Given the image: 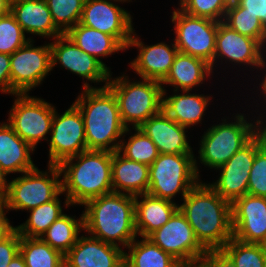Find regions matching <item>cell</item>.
<instances>
[{
    "label": "cell",
    "mask_w": 266,
    "mask_h": 267,
    "mask_svg": "<svg viewBox=\"0 0 266 267\" xmlns=\"http://www.w3.org/2000/svg\"><path fill=\"white\" fill-rule=\"evenodd\" d=\"M61 194L63 195V192L54 200L29 210V218L23 224L15 226L19 235L24 237H41L54 221L64 214L59 198Z\"/></svg>",
    "instance_id": "obj_32"
},
{
    "label": "cell",
    "mask_w": 266,
    "mask_h": 267,
    "mask_svg": "<svg viewBox=\"0 0 266 267\" xmlns=\"http://www.w3.org/2000/svg\"><path fill=\"white\" fill-rule=\"evenodd\" d=\"M234 122L212 125L204 132L198 150L199 162L210 169H217L225 164L239 149L256 135V120L247 121L244 114L237 113Z\"/></svg>",
    "instance_id": "obj_7"
},
{
    "label": "cell",
    "mask_w": 266,
    "mask_h": 267,
    "mask_svg": "<svg viewBox=\"0 0 266 267\" xmlns=\"http://www.w3.org/2000/svg\"><path fill=\"white\" fill-rule=\"evenodd\" d=\"M9 112L8 124L14 132L34 149L41 140L49 141L55 107L42 98L28 94H15Z\"/></svg>",
    "instance_id": "obj_10"
},
{
    "label": "cell",
    "mask_w": 266,
    "mask_h": 267,
    "mask_svg": "<svg viewBox=\"0 0 266 267\" xmlns=\"http://www.w3.org/2000/svg\"><path fill=\"white\" fill-rule=\"evenodd\" d=\"M241 0H225L227 6H232V5H236L239 4Z\"/></svg>",
    "instance_id": "obj_51"
},
{
    "label": "cell",
    "mask_w": 266,
    "mask_h": 267,
    "mask_svg": "<svg viewBox=\"0 0 266 267\" xmlns=\"http://www.w3.org/2000/svg\"><path fill=\"white\" fill-rule=\"evenodd\" d=\"M6 176L7 174L0 167V200H4L7 193L9 180H7Z\"/></svg>",
    "instance_id": "obj_46"
},
{
    "label": "cell",
    "mask_w": 266,
    "mask_h": 267,
    "mask_svg": "<svg viewBox=\"0 0 266 267\" xmlns=\"http://www.w3.org/2000/svg\"><path fill=\"white\" fill-rule=\"evenodd\" d=\"M34 40L10 55L11 95L27 94L52 71L50 43L34 47Z\"/></svg>",
    "instance_id": "obj_11"
},
{
    "label": "cell",
    "mask_w": 266,
    "mask_h": 267,
    "mask_svg": "<svg viewBox=\"0 0 266 267\" xmlns=\"http://www.w3.org/2000/svg\"><path fill=\"white\" fill-rule=\"evenodd\" d=\"M119 1H122L123 3L126 2V1L127 2H130L131 1L132 2V0H119Z\"/></svg>",
    "instance_id": "obj_53"
},
{
    "label": "cell",
    "mask_w": 266,
    "mask_h": 267,
    "mask_svg": "<svg viewBox=\"0 0 266 267\" xmlns=\"http://www.w3.org/2000/svg\"><path fill=\"white\" fill-rule=\"evenodd\" d=\"M262 146L261 139L256 134L225 164L216 169L220 171V176L215 182L208 183L209 186L231 204L246 195L255 154Z\"/></svg>",
    "instance_id": "obj_14"
},
{
    "label": "cell",
    "mask_w": 266,
    "mask_h": 267,
    "mask_svg": "<svg viewBox=\"0 0 266 267\" xmlns=\"http://www.w3.org/2000/svg\"><path fill=\"white\" fill-rule=\"evenodd\" d=\"M266 50L255 40L244 36L227 26L223 21L218 23V31L216 34L215 54L213 59L214 66L219 59L225 58V62L229 61L233 65H248L253 69L262 70L264 67ZM264 54V55H263ZM218 59V60H217Z\"/></svg>",
    "instance_id": "obj_17"
},
{
    "label": "cell",
    "mask_w": 266,
    "mask_h": 267,
    "mask_svg": "<svg viewBox=\"0 0 266 267\" xmlns=\"http://www.w3.org/2000/svg\"><path fill=\"white\" fill-rule=\"evenodd\" d=\"M50 43L52 70L57 64L91 83L103 82L107 87L111 72L96 58L83 52L66 34Z\"/></svg>",
    "instance_id": "obj_16"
},
{
    "label": "cell",
    "mask_w": 266,
    "mask_h": 267,
    "mask_svg": "<svg viewBox=\"0 0 266 267\" xmlns=\"http://www.w3.org/2000/svg\"><path fill=\"white\" fill-rule=\"evenodd\" d=\"M29 40L11 12L0 17V53L11 55Z\"/></svg>",
    "instance_id": "obj_37"
},
{
    "label": "cell",
    "mask_w": 266,
    "mask_h": 267,
    "mask_svg": "<svg viewBox=\"0 0 266 267\" xmlns=\"http://www.w3.org/2000/svg\"><path fill=\"white\" fill-rule=\"evenodd\" d=\"M263 249H264V253L266 255V240L261 244Z\"/></svg>",
    "instance_id": "obj_52"
},
{
    "label": "cell",
    "mask_w": 266,
    "mask_h": 267,
    "mask_svg": "<svg viewBox=\"0 0 266 267\" xmlns=\"http://www.w3.org/2000/svg\"><path fill=\"white\" fill-rule=\"evenodd\" d=\"M233 238L244 243L266 240V197L246 194L231 204Z\"/></svg>",
    "instance_id": "obj_18"
},
{
    "label": "cell",
    "mask_w": 266,
    "mask_h": 267,
    "mask_svg": "<svg viewBox=\"0 0 266 267\" xmlns=\"http://www.w3.org/2000/svg\"><path fill=\"white\" fill-rule=\"evenodd\" d=\"M19 252L26 267H65L64 255L40 237L20 236Z\"/></svg>",
    "instance_id": "obj_31"
},
{
    "label": "cell",
    "mask_w": 266,
    "mask_h": 267,
    "mask_svg": "<svg viewBox=\"0 0 266 267\" xmlns=\"http://www.w3.org/2000/svg\"><path fill=\"white\" fill-rule=\"evenodd\" d=\"M10 12V1L0 0V17Z\"/></svg>",
    "instance_id": "obj_49"
},
{
    "label": "cell",
    "mask_w": 266,
    "mask_h": 267,
    "mask_svg": "<svg viewBox=\"0 0 266 267\" xmlns=\"http://www.w3.org/2000/svg\"><path fill=\"white\" fill-rule=\"evenodd\" d=\"M0 90L11 94L10 55L0 53Z\"/></svg>",
    "instance_id": "obj_43"
},
{
    "label": "cell",
    "mask_w": 266,
    "mask_h": 267,
    "mask_svg": "<svg viewBox=\"0 0 266 267\" xmlns=\"http://www.w3.org/2000/svg\"><path fill=\"white\" fill-rule=\"evenodd\" d=\"M239 5L244 11L257 16L266 29V0H241Z\"/></svg>",
    "instance_id": "obj_42"
},
{
    "label": "cell",
    "mask_w": 266,
    "mask_h": 267,
    "mask_svg": "<svg viewBox=\"0 0 266 267\" xmlns=\"http://www.w3.org/2000/svg\"><path fill=\"white\" fill-rule=\"evenodd\" d=\"M265 113L266 112L260 113V116L257 117L258 119L256 120V134L260 137L262 145L266 147V115H263Z\"/></svg>",
    "instance_id": "obj_45"
},
{
    "label": "cell",
    "mask_w": 266,
    "mask_h": 267,
    "mask_svg": "<svg viewBox=\"0 0 266 267\" xmlns=\"http://www.w3.org/2000/svg\"><path fill=\"white\" fill-rule=\"evenodd\" d=\"M130 82L122 74L112 79L107 87L115 95L121 121L126 128H139L145 121L162 110L163 88L161 82L149 79Z\"/></svg>",
    "instance_id": "obj_5"
},
{
    "label": "cell",
    "mask_w": 266,
    "mask_h": 267,
    "mask_svg": "<svg viewBox=\"0 0 266 267\" xmlns=\"http://www.w3.org/2000/svg\"><path fill=\"white\" fill-rule=\"evenodd\" d=\"M179 267H209L202 259L188 262V263H182L179 265Z\"/></svg>",
    "instance_id": "obj_50"
},
{
    "label": "cell",
    "mask_w": 266,
    "mask_h": 267,
    "mask_svg": "<svg viewBox=\"0 0 266 267\" xmlns=\"http://www.w3.org/2000/svg\"><path fill=\"white\" fill-rule=\"evenodd\" d=\"M247 193L266 197V147L262 146L255 154L250 170Z\"/></svg>",
    "instance_id": "obj_39"
},
{
    "label": "cell",
    "mask_w": 266,
    "mask_h": 267,
    "mask_svg": "<svg viewBox=\"0 0 266 267\" xmlns=\"http://www.w3.org/2000/svg\"><path fill=\"white\" fill-rule=\"evenodd\" d=\"M133 129L135 133L127 142L121 140L118 152L129 160L150 166L160 154L158 148L139 128Z\"/></svg>",
    "instance_id": "obj_34"
},
{
    "label": "cell",
    "mask_w": 266,
    "mask_h": 267,
    "mask_svg": "<svg viewBox=\"0 0 266 267\" xmlns=\"http://www.w3.org/2000/svg\"><path fill=\"white\" fill-rule=\"evenodd\" d=\"M9 209L6 206L4 200H0V240L10 235L16 227L9 223V219L6 217V213Z\"/></svg>",
    "instance_id": "obj_44"
},
{
    "label": "cell",
    "mask_w": 266,
    "mask_h": 267,
    "mask_svg": "<svg viewBox=\"0 0 266 267\" xmlns=\"http://www.w3.org/2000/svg\"><path fill=\"white\" fill-rule=\"evenodd\" d=\"M178 205L174 201L158 198L148 193L136 195L135 230L137 236L148 238L170 219L178 209Z\"/></svg>",
    "instance_id": "obj_24"
},
{
    "label": "cell",
    "mask_w": 266,
    "mask_h": 267,
    "mask_svg": "<svg viewBox=\"0 0 266 267\" xmlns=\"http://www.w3.org/2000/svg\"><path fill=\"white\" fill-rule=\"evenodd\" d=\"M221 250L237 267H266V255L261 244L231 238Z\"/></svg>",
    "instance_id": "obj_35"
},
{
    "label": "cell",
    "mask_w": 266,
    "mask_h": 267,
    "mask_svg": "<svg viewBox=\"0 0 266 267\" xmlns=\"http://www.w3.org/2000/svg\"><path fill=\"white\" fill-rule=\"evenodd\" d=\"M10 12L24 33L52 39L63 35L53 22L46 0H14Z\"/></svg>",
    "instance_id": "obj_22"
},
{
    "label": "cell",
    "mask_w": 266,
    "mask_h": 267,
    "mask_svg": "<svg viewBox=\"0 0 266 267\" xmlns=\"http://www.w3.org/2000/svg\"><path fill=\"white\" fill-rule=\"evenodd\" d=\"M149 166L112 152V189L115 193L140 195L148 192Z\"/></svg>",
    "instance_id": "obj_25"
},
{
    "label": "cell",
    "mask_w": 266,
    "mask_h": 267,
    "mask_svg": "<svg viewBox=\"0 0 266 267\" xmlns=\"http://www.w3.org/2000/svg\"><path fill=\"white\" fill-rule=\"evenodd\" d=\"M194 154H159L149 166L148 194L170 201L177 194L184 198L200 181Z\"/></svg>",
    "instance_id": "obj_6"
},
{
    "label": "cell",
    "mask_w": 266,
    "mask_h": 267,
    "mask_svg": "<svg viewBox=\"0 0 266 267\" xmlns=\"http://www.w3.org/2000/svg\"><path fill=\"white\" fill-rule=\"evenodd\" d=\"M9 181L4 201L9 210H31L54 200L62 192L58 165L48 164L47 171L38 167Z\"/></svg>",
    "instance_id": "obj_8"
},
{
    "label": "cell",
    "mask_w": 266,
    "mask_h": 267,
    "mask_svg": "<svg viewBox=\"0 0 266 267\" xmlns=\"http://www.w3.org/2000/svg\"><path fill=\"white\" fill-rule=\"evenodd\" d=\"M167 90L163 88L162 110L175 122L184 127H192L200 124L211 102V96L204 94L189 93L190 90H174L173 95L167 97ZM166 96V97H165Z\"/></svg>",
    "instance_id": "obj_23"
},
{
    "label": "cell",
    "mask_w": 266,
    "mask_h": 267,
    "mask_svg": "<svg viewBox=\"0 0 266 267\" xmlns=\"http://www.w3.org/2000/svg\"><path fill=\"white\" fill-rule=\"evenodd\" d=\"M139 129L154 142L160 154H194L187 141V127L179 125L163 110L150 117Z\"/></svg>",
    "instance_id": "obj_21"
},
{
    "label": "cell",
    "mask_w": 266,
    "mask_h": 267,
    "mask_svg": "<svg viewBox=\"0 0 266 267\" xmlns=\"http://www.w3.org/2000/svg\"><path fill=\"white\" fill-rule=\"evenodd\" d=\"M66 35L83 51L100 61L110 72L100 58L107 57L126 49L111 35L82 25L80 22L71 28ZM100 57V58H99Z\"/></svg>",
    "instance_id": "obj_28"
},
{
    "label": "cell",
    "mask_w": 266,
    "mask_h": 267,
    "mask_svg": "<svg viewBox=\"0 0 266 267\" xmlns=\"http://www.w3.org/2000/svg\"><path fill=\"white\" fill-rule=\"evenodd\" d=\"M174 43L179 52L203 59L213 71L218 21L188 15L179 7L172 12Z\"/></svg>",
    "instance_id": "obj_9"
},
{
    "label": "cell",
    "mask_w": 266,
    "mask_h": 267,
    "mask_svg": "<svg viewBox=\"0 0 266 267\" xmlns=\"http://www.w3.org/2000/svg\"><path fill=\"white\" fill-rule=\"evenodd\" d=\"M265 68H266V62H265V64H264V67L262 68V70H264L265 72H266V70H265ZM263 78L261 79L262 81L260 82L261 83V85L259 86L260 87V95H262V98H263V96H264V101L263 102H265L266 103V73L265 74H263ZM262 93V94H261ZM265 111H266V106H265Z\"/></svg>",
    "instance_id": "obj_48"
},
{
    "label": "cell",
    "mask_w": 266,
    "mask_h": 267,
    "mask_svg": "<svg viewBox=\"0 0 266 267\" xmlns=\"http://www.w3.org/2000/svg\"><path fill=\"white\" fill-rule=\"evenodd\" d=\"M61 172L64 205H84L87 201L113 192L112 152L86 150L58 165Z\"/></svg>",
    "instance_id": "obj_3"
},
{
    "label": "cell",
    "mask_w": 266,
    "mask_h": 267,
    "mask_svg": "<svg viewBox=\"0 0 266 267\" xmlns=\"http://www.w3.org/2000/svg\"><path fill=\"white\" fill-rule=\"evenodd\" d=\"M19 246L20 235L16 229L0 240V267H8L15 255L19 253Z\"/></svg>",
    "instance_id": "obj_40"
},
{
    "label": "cell",
    "mask_w": 266,
    "mask_h": 267,
    "mask_svg": "<svg viewBox=\"0 0 266 267\" xmlns=\"http://www.w3.org/2000/svg\"><path fill=\"white\" fill-rule=\"evenodd\" d=\"M114 2L119 0H85L80 23L113 36L126 50L135 31L130 12Z\"/></svg>",
    "instance_id": "obj_15"
},
{
    "label": "cell",
    "mask_w": 266,
    "mask_h": 267,
    "mask_svg": "<svg viewBox=\"0 0 266 267\" xmlns=\"http://www.w3.org/2000/svg\"><path fill=\"white\" fill-rule=\"evenodd\" d=\"M137 37V38H136ZM133 32L127 50L130 47H137L138 56L130 62V69L140 76V79L155 80L163 82L168 76L178 49L175 43L171 45L160 42L154 45H145Z\"/></svg>",
    "instance_id": "obj_19"
},
{
    "label": "cell",
    "mask_w": 266,
    "mask_h": 267,
    "mask_svg": "<svg viewBox=\"0 0 266 267\" xmlns=\"http://www.w3.org/2000/svg\"><path fill=\"white\" fill-rule=\"evenodd\" d=\"M202 260L209 267H237L222 250H208Z\"/></svg>",
    "instance_id": "obj_41"
},
{
    "label": "cell",
    "mask_w": 266,
    "mask_h": 267,
    "mask_svg": "<svg viewBox=\"0 0 266 267\" xmlns=\"http://www.w3.org/2000/svg\"><path fill=\"white\" fill-rule=\"evenodd\" d=\"M180 10L184 13L209 18L215 21H223L228 8L225 0H179Z\"/></svg>",
    "instance_id": "obj_38"
},
{
    "label": "cell",
    "mask_w": 266,
    "mask_h": 267,
    "mask_svg": "<svg viewBox=\"0 0 266 267\" xmlns=\"http://www.w3.org/2000/svg\"><path fill=\"white\" fill-rule=\"evenodd\" d=\"M83 84L74 104L84 119L87 150L118 151L120 138L131 129L121 121L115 95L108 87H94L87 81Z\"/></svg>",
    "instance_id": "obj_2"
},
{
    "label": "cell",
    "mask_w": 266,
    "mask_h": 267,
    "mask_svg": "<svg viewBox=\"0 0 266 267\" xmlns=\"http://www.w3.org/2000/svg\"><path fill=\"white\" fill-rule=\"evenodd\" d=\"M199 181L178 205L206 250H221L233 238L231 203Z\"/></svg>",
    "instance_id": "obj_1"
},
{
    "label": "cell",
    "mask_w": 266,
    "mask_h": 267,
    "mask_svg": "<svg viewBox=\"0 0 266 267\" xmlns=\"http://www.w3.org/2000/svg\"><path fill=\"white\" fill-rule=\"evenodd\" d=\"M35 149L7 123H0V167L8 175L24 173L35 168L31 154Z\"/></svg>",
    "instance_id": "obj_26"
},
{
    "label": "cell",
    "mask_w": 266,
    "mask_h": 267,
    "mask_svg": "<svg viewBox=\"0 0 266 267\" xmlns=\"http://www.w3.org/2000/svg\"><path fill=\"white\" fill-rule=\"evenodd\" d=\"M121 248L90 235L79 236L64 255L65 267H124L125 251Z\"/></svg>",
    "instance_id": "obj_20"
},
{
    "label": "cell",
    "mask_w": 266,
    "mask_h": 267,
    "mask_svg": "<svg viewBox=\"0 0 266 267\" xmlns=\"http://www.w3.org/2000/svg\"><path fill=\"white\" fill-rule=\"evenodd\" d=\"M8 267H26L25 261L20 252L17 255H15V257L12 259Z\"/></svg>",
    "instance_id": "obj_47"
},
{
    "label": "cell",
    "mask_w": 266,
    "mask_h": 267,
    "mask_svg": "<svg viewBox=\"0 0 266 267\" xmlns=\"http://www.w3.org/2000/svg\"><path fill=\"white\" fill-rule=\"evenodd\" d=\"M86 150L84 119L79 108L72 103L61 115L55 109L49 139L48 164L59 165Z\"/></svg>",
    "instance_id": "obj_12"
},
{
    "label": "cell",
    "mask_w": 266,
    "mask_h": 267,
    "mask_svg": "<svg viewBox=\"0 0 266 267\" xmlns=\"http://www.w3.org/2000/svg\"><path fill=\"white\" fill-rule=\"evenodd\" d=\"M209 63L203 59L179 52L176 54L171 70L161 85H171L174 90H190L203 84L213 75ZM204 81V82H203Z\"/></svg>",
    "instance_id": "obj_27"
},
{
    "label": "cell",
    "mask_w": 266,
    "mask_h": 267,
    "mask_svg": "<svg viewBox=\"0 0 266 267\" xmlns=\"http://www.w3.org/2000/svg\"><path fill=\"white\" fill-rule=\"evenodd\" d=\"M84 207V231L90 236L125 248L137 238L135 196L112 192L87 201Z\"/></svg>",
    "instance_id": "obj_4"
},
{
    "label": "cell",
    "mask_w": 266,
    "mask_h": 267,
    "mask_svg": "<svg viewBox=\"0 0 266 267\" xmlns=\"http://www.w3.org/2000/svg\"><path fill=\"white\" fill-rule=\"evenodd\" d=\"M223 22L236 32L255 39L266 49V29L257 16L244 11L239 4L227 8Z\"/></svg>",
    "instance_id": "obj_33"
},
{
    "label": "cell",
    "mask_w": 266,
    "mask_h": 267,
    "mask_svg": "<svg viewBox=\"0 0 266 267\" xmlns=\"http://www.w3.org/2000/svg\"><path fill=\"white\" fill-rule=\"evenodd\" d=\"M148 238L180 264L201 260L207 252L197 241L192 227L179 208Z\"/></svg>",
    "instance_id": "obj_13"
},
{
    "label": "cell",
    "mask_w": 266,
    "mask_h": 267,
    "mask_svg": "<svg viewBox=\"0 0 266 267\" xmlns=\"http://www.w3.org/2000/svg\"><path fill=\"white\" fill-rule=\"evenodd\" d=\"M84 231L83 213L80 218L67 214L61 215L40 237L53 249L65 255L77 242L81 231Z\"/></svg>",
    "instance_id": "obj_30"
},
{
    "label": "cell",
    "mask_w": 266,
    "mask_h": 267,
    "mask_svg": "<svg viewBox=\"0 0 266 267\" xmlns=\"http://www.w3.org/2000/svg\"><path fill=\"white\" fill-rule=\"evenodd\" d=\"M55 26L66 34L80 22L85 0H46Z\"/></svg>",
    "instance_id": "obj_36"
},
{
    "label": "cell",
    "mask_w": 266,
    "mask_h": 267,
    "mask_svg": "<svg viewBox=\"0 0 266 267\" xmlns=\"http://www.w3.org/2000/svg\"><path fill=\"white\" fill-rule=\"evenodd\" d=\"M135 238L124 253V267H179L180 263L149 238Z\"/></svg>",
    "instance_id": "obj_29"
}]
</instances>
